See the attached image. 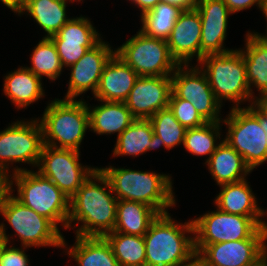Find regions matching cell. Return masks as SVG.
<instances>
[{
	"label": "cell",
	"instance_id": "1",
	"mask_svg": "<svg viewBox=\"0 0 267 266\" xmlns=\"http://www.w3.org/2000/svg\"><path fill=\"white\" fill-rule=\"evenodd\" d=\"M117 202L108 179L97 169L70 198L67 229L71 222L78 221L83 225L76 230V236L104 237L114 230Z\"/></svg>",
	"mask_w": 267,
	"mask_h": 266
},
{
	"label": "cell",
	"instance_id": "2",
	"mask_svg": "<svg viewBox=\"0 0 267 266\" xmlns=\"http://www.w3.org/2000/svg\"><path fill=\"white\" fill-rule=\"evenodd\" d=\"M193 221L175 223L169 213L159 214L143 236L146 247V266H181L195 255Z\"/></svg>",
	"mask_w": 267,
	"mask_h": 266
},
{
	"label": "cell",
	"instance_id": "3",
	"mask_svg": "<svg viewBox=\"0 0 267 266\" xmlns=\"http://www.w3.org/2000/svg\"><path fill=\"white\" fill-rule=\"evenodd\" d=\"M98 169L108 179L118 200L146 204L159 214L167 213L166 209L176 204L171 177L168 175L112 166Z\"/></svg>",
	"mask_w": 267,
	"mask_h": 266
},
{
	"label": "cell",
	"instance_id": "4",
	"mask_svg": "<svg viewBox=\"0 0 267 266\" xmlns=\"http://www.w3.org/2000/svg\"><path fill=\"white\" fill-rule=\"evenodd\" d=\"M44 145L54 148L74 149L79 147L89 128L87 103L75 99H56L46 107L39 121ZM59 146L57 145L58 142Z\"/></svg>",
	"mask_w": 267,
	"mask_h": 266
},
{
	"label": "cell",
	"instance_id": "5",
	"mask_svg": "<svg viewBox=\"0 0 267 266\" xmlns=\"http://www.w3.org/2000/svg\"><path fill=\"white\" fill-rule=\"evenodd\" d=\"M13 180L17 186L15 198L36 213L49 219L57 228L58 223L67 229L70 198L51 180L39 172L23 168H13Z\"/></svg>",
	"mask_w": 267,
	"mask_h": 266
},
{
	"label": "cell",
	"instance_id": "6",
	"mask_svg": "<svg viewBox=\"0 0 267 266\" xmlns=\"http://www.w3.org/2000/svg\"><path fill=\"white\" fill-rule=\"evenodd\" d=\"M221 122L228 127L224 141L243 157L251 171L267 161V120L251 104L232 107Z\"/></svg>",
	"mask_w": 267,
	"mask_h": 266
},
{
	"label": "cell",
	"instance_id": "7",
	"mask_svg": "<svg viewBox=\"0 0 267 266\" xmlns=\"http://www.w3.org/2000/svg\"><path fill=\"white\" fill-rule=\"evenodd\" d=\"M200 68L209 81L216 99L232 100L235 106L241 102L255 100L251 95L246 78V65L241 50H232L224 54H208L199 62ZM241 101V102H240Z\"/></svg>",
	"mask_w": 267,
	"mask_h": 266
},
{
	"label": "cell",
	"instance_id": "8",
	"mask_svg": "<svg viewBox=\"0 0 267 266\" xmlns=\"http://www.w3.org/2000/svg\"><path fill=\"white\" fill-rule=\"evenodd\" d=\"M261 218H250L216 211L192 220L195 245H211L241 239H267V223Z\"/></svg>",
	"mask_w": 267,
	"mask_h": 266
},
{
	"label": "cell",
	"instance_id": "9",
	"mask_svg": "<svg viewBox=\"0 0 267 266\" xmlns=\"http://www.w3.org/2000/svg\"><path fill=\"white\" fill-rule=\"evenodd\" d=\"M114 51L139 76H171L179 66L167 40L146 36L140 30Z\"/></svg>",
	"mask_w": 267,
	"mask_h": 266
},
{
	"label": "cell",
	"instance_id": "10",
	"mask_svg": "<svg viewBox=\"0 0 267 266\" xmlns=\"http://www.w3.org/2000/svg\"><path fill=\"white\" fill-rule=\"evenodd\" d=\"M11 192L0 208V214L13 227L24 248L32 246L65 247L63 235L49 219L18 201Z\"/></svg>",
	"mask_w": 267,
	"mask_h": 266
},
{
	"label": "cell",
	"instance_id": "11",
	"mask_svg": "<svg viewBox=\"0 0 267 266\" xmlns=\"http://www.w3.org/2000/svg\"><path fill=\"white\" fill-rule=\"evenodd\" d=\"M80 151L44 145L38 163V172L51 180L67 197L71 198L98 168L79 163Z\"/></svg>",
	"mask_w": 267,
	"mask_h": 266
},
{
	"label": "cell",
	"instance_id": "12",
	"mask_svg": "<svg viewBox=\"0 0 267 266\" xmlns=\"http://www.w3.org/2000/svg\"><path fill=\"white\" fill-rule=\"evenodd\" d=\"M43 146L39 119L14 122L0 132V170L7 172L10 162L38 166Z\"/></svg>",
	"mask_w": 267,
	"mask_h": 266
},
{
	"label": "cell",
	"instance_id": "13",
	"mask_svg": "<svg viewBox=\"0 0 267 266\" xmlns=\"http://www.w3.org/2000/svg\"><path fill=\"white\" fill-rule=\"evenodd\" d=\"M184 66V67H183ZM179 65L171 76L172 92L180 99L193 104L206 122H221V103L216 99L206 74L196 67Z\"/></svg>",
	"mask_w": 267,
	"mask_h": 266
},
{
	"label": "cell",
	"instance_id": "14",
	"mask_svg": "<svg viewBox=\"0 0 267 266\" xmlns=\"http://www.w3.org/2000/svg\"><path fill=\"white\" fill-rule=\"evenodd\" d=\"M267 239H241L211 245H195L206 266H250L267 252Z\"/></svg>",
	"mask_w": 267,
	"mask_h": 266
},
{
	"label": "cell",
	"instance_id": "15",
	"mask_svg": "<svg viewBox=\"0 0 267 266\" xmlns=\"http://www.w3.org/2000/svg\"><path fill=\"white\" fill-rule=\"evenodd\" d=\"M171 92V76H139L125 104L136 119H149L168 108Z\"/></svg>",
	"mask_w": 267,
	"mask_h": 266
},
{
	"label": "cell",
	"instance_id": "16",
	"mask_svg": "<svg viewBox=\"0 0 267 266\" xmlns=\"http://www.w3.org/2000/svg\"><path fill=\"white\" fill-rule=\"evenodd\" d=\"M54 42L62 66L70 67L100 40L99 33L88 18L70 19L55 35Z\"/></svg>",
	"mask_w": 267,
	"mask_h": 266
},
{
	"label": "cell",
	"instance_id": "17",
	"mask_svg": "<svg viewBox=\"0 0 267 266\" xmlns=\"http://www.w3.org/2000/svg\"><path fill=\"white\" fill-rule=\"evenodd\" d=\"M114 53L109 44L100 40L70 66L71 75L64 99H75L89 89L95 94L103 68Z\"/></svg>",
	"mask_w": 267,
	"mask_h": 266
},
{
	"label": "cell",
	"instance_id": "18",
	"mask_svg": "<svg viewBox=\"0 0 267 266\" xmlns=\"http://www.w3.org/2000/svg\"><path fill=\"white\" fill-rule=\"evenodd\" d=\"M201 18L196 8L183 10L167 39V45L178 65H188L194 56L201 60Z\"/></svg>",
	"mask_w": 267,
	"mask_h": 266
},
{
	"label": "cell",
	"instance_id": "19",
	"mask_svg": "<svg viewBox=\"0 0 267 266\" xmlns=\"http://www.w3.org/2000/svg\"><path fill=\"white\" fill-rule=\"evenodd\" d=\"M201 18V59L208 54H224L228 16L232 14L223 0H196Z\"/></svg>",
	"mask_w": 267,
	"mask_h": 266
},
{
	"label": "cell",
	"instance_id": "20",
	"mask_svg": "<svg viewBox=\"0 0 267 266\" xmlns=\"http://www.w3.org/2000/svg\"><path fill=\"white\" fill-rule=\"evenodd\" d=\"M139 75L115 53L103 68L94 97L99 101L125 102Z\"/></svg>",
	"mask_w": 267,
	"mask_h": 266
},
{
	"label": "cell",
	"instance_id": "21",
	"mask_svg": "<svg viewBox=\"0 0 267 266\" xmlns=\"http://www.w3.org/2000/svg\"><path fill=\"white\" fill-rule=\"evenodd\" d=\"M219 186L222 189L214 202L219 210L250 218H260L265 215L264 209L258 207L256 197L246 179Z\"/></svg>",
	"mask_w": 267,
	"mask_h": 266
},
{
	"label": "cell",
	"instance_id": "22",
	"mask_svg": "<svg viewBox=\"0 0 267 266\" xmlns=\"http://www.w3.org/2000/svg\"><path fill=\"white\" fill-rule=\"evenodd\" d=\"M206 163L218 185L242 181L251 173L243 157L224 140Z\"/></svg>",
	"mask_w": 267,
	"mask_h": 266
},
{
	"label": "cell",
	"instance_id": "23",
	"mask_svg": "<svg viewBox=\"0 0 267 266\" xmlns=\"http://www.w3.org/2000/svg\"><path fill=\"white\" fill-rule=\"evenodd\" d=\"M103 104L94 107L92 110L88 107L89 128L96 134H113L117 137L130 126L136 118L127 108L125 102L101 101Z\"/></svg>",
	"mask_w": 267,
	"mask_h": 266
},
{
	"label": "cell",
	"instance_id": "24",
	"mask_svg": "<svg viewBox=\"0 0 267 266\" xmlns=\"http://www.w3.org/2000/svg\"><path fill=\"white\" fill-rule=\"evenodd\" d=\"M245 44L246 50L241 52L251 95L254 96L251 84L258 88L257 91H260L261 95L267 94V38L257 32H248Z\"/></svg>",
	"mask_w": 267,
	"mask_h": 266
},
{
	"label": "cell",
	"instance_id": "25",
	"mask_svg": "<svg viewBox=\"0 0 267 266\" xmlns=\"http://www.w3.org/2000/svg\"><path fill=\"white\" fill-rule=\"evenodd\" d=\"M3 91L18 109L25 108L44 96L41 78L26 67L18 68L5 76Z\"/></svg>",
	"mask_w": 267,
	"mask_h": 266
},
{
	"label": "cell",
	"instance_id": "26",
	"mask_svg": "<svg viewBox=\"0 0 267 266\" xmlns=\"http://www.w3.org/2000/svg\"><path fill=\"white\" fill-rule=\"evenodd\" d=\"M159 213L152 207L135 201L118 200L113 232L144 236Z\"/></svg>",
	"mask_w": 267,
	"mask_h": 266
},
{
	"label": "cell",
	"instance_id": "27",
	"mask_svg": "<svg viewBox=\"0 0 267 266\" xmlns=\"http://www.w3.org/2000/svg\"><path fill=\"white\" fill-rule=\"evenodd\" d=\"M158 147L150 120L136 119L117 137L113 155L135 157Z\"/></svg>",
	"mask_w": 267,
	"mask_h": 266
},
{
	"label": "cell",
	"instance_id": "28",
	"mask_svg": "<svg viewBox=\"0 0 267 266\" xmlns=\"http://www.w3.org/2000/svg\"><path fill=\"white\" fill-rule=\"evenodd\" d=\"M68 255L78 266H120L104 237L76 236L75 245L69 248Z\"/></svg>",
	"mask_w": 267,
	"mask_h": 266
},
{
	"label": "cell",
	"instance_id": "29",
	"mask_svg": "<svg viewBox=\"0 0 267 266\" xmlns=\"http://www.w3.org/2000/svg\"><path fill=\"white\" fill-rule=\"evenodd\" d=\"M66 3L67 0H32L23 6L19 15L29 13L47 33L45 37L50 38L71 19L66 17Z\"/></svg>",
	"mask_w": 267,
	"mask_h": 266
},
{
	"label": "cell",
	"instance_id": "30",
	"mask_svg": "<svg viewBox=\"0 0 267 266\" xmlns=\"http://www.w3.org/2000/svg\"><path fill=\"white\" fill-rule=\"evenodd\" d=\"M120 266H146L143 236L110 232L104 236Z\"/></svg>",
	"mask_w": 267,
	"mask_h": 266
},
{
	"label": "cell",
	"instance_id": "31",
	"mask_svg": "<svg viewBox=\"0 0 267 266\" xmlns=\"http://www.w3.org/2000/svg\"><path fill=\"white\" fill-rule=\"evenodd\" d=\"M182 11L178 6L161 1L153 9L140 15V31L146 36L167 40Z\"/></svg>",
	"mask_w": 267,
	"mask_h": 266
},
{
	"label": "cell",
	"instance_id": "32",
	"mask_svg": "<svg viewBox=\"0 0 267 266\" xmlns=\"http://www.w3.org/2000/svg\"><path fill=\"white\" fill-rule=\"evenodd\" d=\"M30 60L32 66L26 68L40 78L46 76L54 81L60 76L63 69L56 46L51 38L43 37L39 41L32 52Z\"/></svg>",
	"mask_w": 267,
	"mask_h": 266
},
{
	"label": "cell",
	"instance_id": "33",
	"mask_svg": "<svg viewBox=\"0 0 267 266\" xmlns=\"http://www.w3.org/2000/svg\"><path fill=\"white\" fill-rule=\"evenodd\" d=\"M220 123L206 122L202 126L187 129L183 142L185 149L195 156L208 154L207 162L220 145V143L216 144L217 138L220 139Z\"/></svg>",
	"mask_w": 267,
	"mask_h": 266
},
{
	"label": "cell",
	"instance_id": "34",
	"mask_svg": "<svg viewBox=\"0 0 267 266\" xmlns=\"http://www.w3.org/2000/svg\"><path fill=\"white\" fill-rule=\"evenodd\" d=\"M149 120L159 147L172 149L184 142L187 129L179 123L169 108L158 111Z\"/></svg>",
	"mask_w": 267,
	"mask_h": 266
},
{
	"label": "cell",
	"instance_id": "35",
	"mask_svg": "<svg viewBox=\"0 0 267 266\" xmlns=\"http://www.w3.org/2000/svg\"><path fill=\"white\" fill-rule=\"evenodd\" d=\"M168 108L179 123L186 129L202 126L206 121L199 115L189 101L178 98L171 92Z\"/></svg>",
	"mask_w": 267,
	"mask_h": 266
},
{
	"label": "cell",
	"instance_id": "36",
	"mask_svg": "<svg viewBox=\"0 0 267 266\" xmlns=\"http://www.w3.org/2000/svg\"><path fill=\"white\" fill-rule=\"evenodd\" d=\"M29 259L24 249L5 247L0 266H29Z\"/></svg>",
	"mask_w": 267,
	"mask_h": 266
},
{
	"label": "cell",
	"instance_id": "37",
	"mask_svg": "<svg viewBox=\"0 0 267 266\" xmlns=\"http://www.w3.org/2000/svg\"><path fill=\"white\" fill-rule=\"evenodd\" d=\"M262 0H223L230 12L236 13L240 10L248 9L256 4L258 7H261Z\"/></svg>",
	"mask_w": 267,
	"mask_h": 266
},
{
	"label": "cell",
	"instance_id": "38",
	"mask_svg": "<svg viewBox=\"0 0 267 266\" xmlns=\"http://www.w3.org/2000/svg\"><path fill=\"white\" fill-rule=\"evenodd\" d=\"M8 172L0 170V208L4 203L5 198L11 192L13 181L10 176L7 175Z\"/></svg>",
	"mask_w": 267,
	"mask_h": 266
},
{
	"label": "cell",
	"instance_id": "39",
	"mask_svg": "<svg viewBox=\"0 0 267 266\" xmlns=\"http://www.w3.org/2000/svg\"><path fill=\"white\" fill-rule=\"evenodd\" d=\"M251 105L267 120V94H262Z\"/></svg>",
	"mask_w": 267,
	"mask_h": 266
},
{
	"label": "cell",
	"instance_id": "40",
	"mask_svg": "<svg viewBox=\"0 0 267 266\" xmlns=\"http://www.w3.org/2000/svg\"><path fill=\"white\" fill-rule=\"evenodd\" d=\"M175 6H178L182 10H190L196 7V0H161Z\"/></svg>",
	"mask_w": 267,
	"mask_h": 266
},
{
	"label": "cell",
	"instance_id": "41",
	"mask_svg": "<svg viewBox=\"0 0 267 266\" xmlns=\"http://www.w3.org/2000/svg\"><path fill=\"white\" fill-rule=\"evenodd\" d=\"M130 1V0H129ZM134 2L140 9L141 14H144L151 9H153L161 0H131Z\"/></svg>",
	"mask_w": 267,
	"mask_h": 266
},
{
	"label": "cell",
	"instance_id": "42",
	"mask_svg": "<svg viewBox=\"0 0 267 266\" xmlns=\"http://www.w3.org/2000/svg\"><path fill=\"white\" fill-rule=\"evenodd\" d=\"M4 224H0V262L4 253L5 247L8 245L9 241V236L6 235V229L4 228Z\"/></svg>",
	"mask_w": 267,
	"mask_h": 266
},
{
	"label": "cell",
	"instance_id": "43",
	"mask_svg": "<svg viewBox=\"0 0 267 266\" xmlns=\"http://www.w3.org/2000/svg\"><path fill=\"white\" fill-rule=\"evenodd\" d=\"M4 5H6L13 12L18 13L22 9V0H0Z\"/></svg>",
	"mask_w": 267,
	"mask_h": 266
},
{
	"label": "cell",
	"instance_id": "44",
	"mask_svg": "<svg viewBox=\"0 0 267 266\" xmlns=\"http://www.w3.org/2000/svg\"><path fill=\"white\" fill-rule=\"evenodd\" d=\"M181 266H206V265L197 255H195L191 260H189L188 262L184 263Z\"/></svg>",
	"mask_w": 267,
	"mask_h": 266
},
{
	"label": "cell",
	"instance_id": "45",
	"mask_svg": "<svg viewBox=\"0 0 267 266\" xmlns=\"http://www.w3.org/2000/svg\"><path fill=\"white\" fill-rule=\"evenodd\" d=\"M250 266H267V252Z\"/></svg>",
	"mask_w": 267,
	"mask_h": 266
},
{
	"label": "cell",
	"instance_id": "46",
	"mask_svg": "<svg viewBox=\"0 0 267 266\" xmlns=\"http://www.w3.org/2000/svg\"><path fill=\"white\" fill-rule=\"evenodd\" d=\"M260 10L265 14V17L267 19V0H262L261 1V7ZM267 32V31H266ZM267 34V33H266ZM263 37L267 38V35H263Z\"/></svg>",
	"mask_w": 267,
	"mask_h": 266
},
{
	"label": "cell",
	"instance_id": "47",
	"mask_svg": "<svg viewBox=\"0 0 267 266\" xmlns=\"http://www.w3.org/2000/svg\"><path fill=\"white\" fill-rule=\"evenodd\" d=\"M29 1H32V0H22V8H23V6H24L27 2H29Z\"/></svg>",
	"mask_w": 267,
	"mask_h": 266
}]
</instances>
